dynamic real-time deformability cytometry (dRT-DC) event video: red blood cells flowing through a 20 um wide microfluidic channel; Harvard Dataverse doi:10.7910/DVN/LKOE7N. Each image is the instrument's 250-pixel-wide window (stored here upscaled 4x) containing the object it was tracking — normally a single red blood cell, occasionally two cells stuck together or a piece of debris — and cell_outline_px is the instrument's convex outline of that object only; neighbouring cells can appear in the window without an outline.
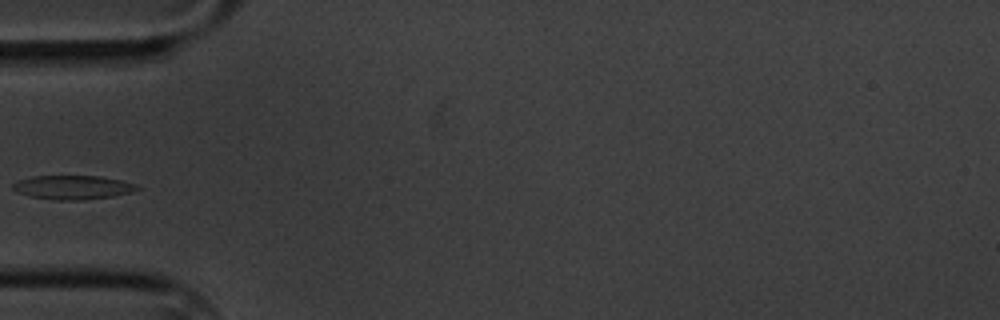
{"species": "common noctule bat (a hibernating species)", "species_latin": "Nyctalus noctula", "temperature_condition": "cold", "stored_images_in_passage": 8, "camera_frame_rate_fps": 3000, "um_per_image_px": 0.085, "animal": {"sex": "male", "body_mass_g": 20.1, "forearm_length_mm": 53.5}, "frame": {"image": 1, "passage_image": 4, "time_ms": 3.667, "image_size_px": [1000, 320], "cell_outline_px": [[140, 188], [132, 192], [112, 196], [84, 200], [56, 200], [32, 196], [16, 192], [12, 188], [12, 184], [20, 180], [32, 176], [100, 176], [120, 180], [136, 184]], "centroid_in_image_um": [6.19, 15.92], "position_along_channel_um": 78.8, "area_um2": 17.22}}
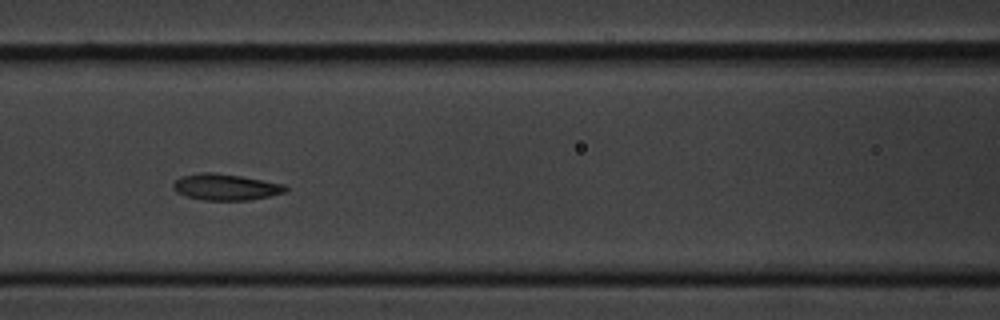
{"frame": {"image": 2, "passage_image": 6, "time_ms": 5.667, "image_size_px": [1000, 320], "cell_outline_px": [[288, 192], [248, 200], [204, 200], [188, 196], [176, 192], [172, 188], [172, 184], [180, 176], [200, 172], [212, 172], [240, 176], [284, 184], [288, 188]], "centroid_in_image_um": [19.17, 15.89], "position_along_channel_um": 147.4, "area_um2": 17.17}}
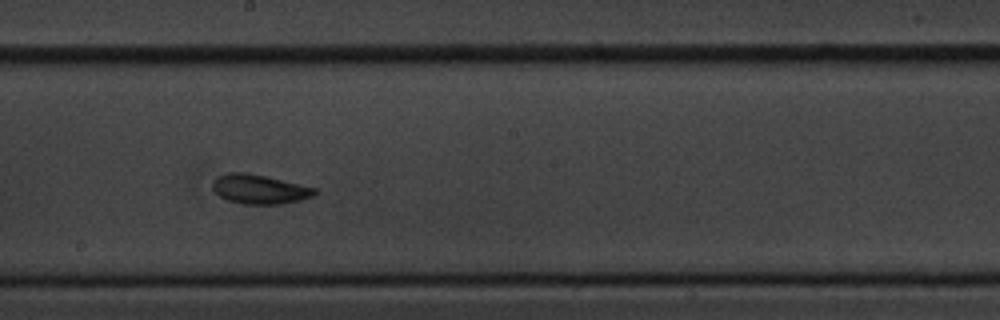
{"frame": {"image": 3, "passage_image": 8, "time_ms": 8.0, "image_size_px": [1000, 320], "cell_outline_px": [[316, 192], [312, 196], [300, 200], [280, 204], [240, 204], [228, 200], [220, 196], [212, 188], [212, 180], [216, 176], [228, 172], [244, 172], [264, 176], [316, 188]], "centroid_in_image_um": [21.99, 16.08], "position_along_channel_um": 226.2, "area_um2": 17.34}}